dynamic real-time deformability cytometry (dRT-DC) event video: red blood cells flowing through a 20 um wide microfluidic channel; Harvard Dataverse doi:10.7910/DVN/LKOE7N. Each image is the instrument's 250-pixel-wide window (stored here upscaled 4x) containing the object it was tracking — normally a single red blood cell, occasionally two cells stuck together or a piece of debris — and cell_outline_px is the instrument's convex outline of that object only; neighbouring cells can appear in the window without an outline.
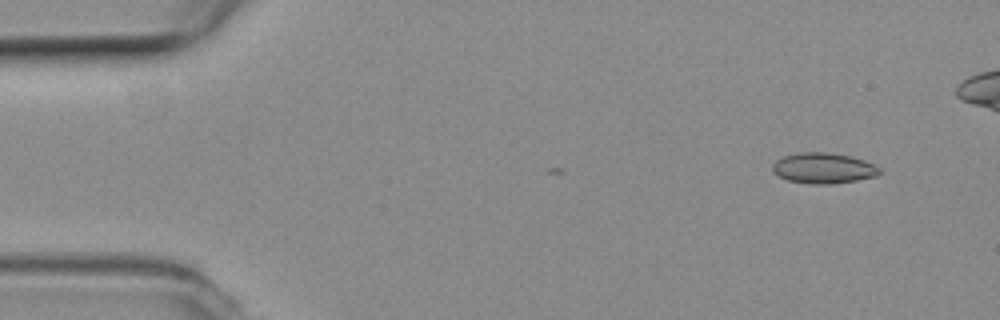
{"species": "common noctule bat (a hibernating species)", "species_latin": "Nyctalus noctula", "temperature_condition": "room temperature", "stored_images_in_passage": 3, "camera_frame_rate_fps": 3000, "um_per_image_px": 0.085, "animal": {"sex": "female", "body_mass_g": 19.3, "forearm_length_mm": 54.1}, "frame": {"image": 1, "passage_image": 3, "time_ms": 0.667, "image_size_px": [1000, 320], "cell_outline_px": [[880, 172], [876, 176], [856, 180], [832, 184], [812, 184], [788, 180], [772, 172], [772, 164], [776, 160], [784, 156], [796, 152], [828, 152], [852, 156], [876, 164], [880, 168]], "centroid_in_image_um": [69.99, 14.28], "position_along_channel_um": 15.0, "area_um2": 19.25}}